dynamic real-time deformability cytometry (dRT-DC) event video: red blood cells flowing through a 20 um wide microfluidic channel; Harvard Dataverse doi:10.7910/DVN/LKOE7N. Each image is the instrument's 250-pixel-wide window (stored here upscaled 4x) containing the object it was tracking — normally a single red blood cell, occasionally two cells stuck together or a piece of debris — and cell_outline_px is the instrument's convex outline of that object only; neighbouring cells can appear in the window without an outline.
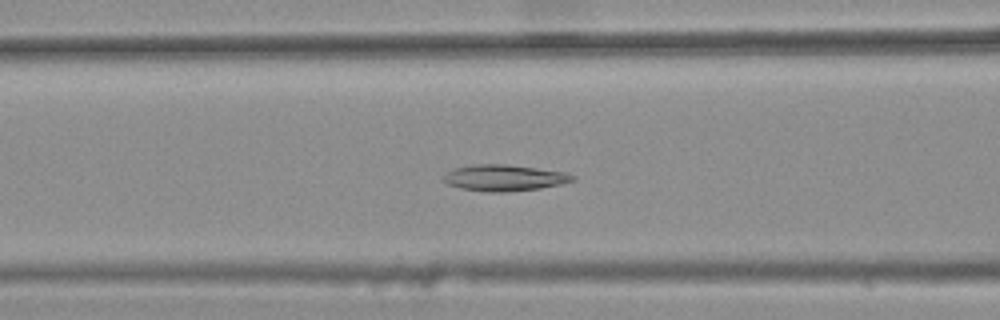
{"species": "common noctule bat (a hibernating species)", "species_latin": "Nyctalus noctula", "temperature_condition": "warm", "stored_images_in_passage": 31, "camera_frame_rate_fps": 3000, "um_per_image_px": 0.085, "animal": {"sex": "female", "body_mass_g": 25.1}, "frame": {"image": 1, "passage_image": 8, "time_ms": 2.333, "image_size_px": [1000, 320], "cell_outline_px": [[576, 180], [560, 184], [540, 188], [504, 192], [488, 192], [460, 188], [448, 184], [444, 180], [444, 176], [452, 168], [472, 164], [504, 164], [536, 168], [564, 172], [576, 176]], "centroid_in_image_um": [42.86, 15.11], "position_along_channel_um": 123.7, "area_um2": 19.65}}
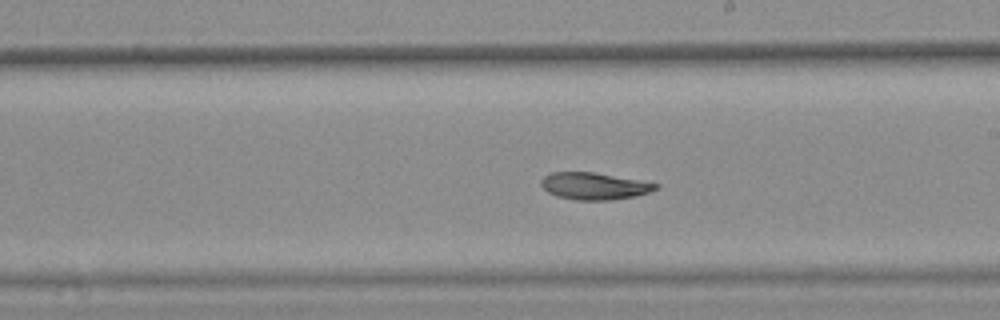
{"frame": {"image": 2, "passage_image": 17, "time_ms": 5.333, "image_size_px": [1000, 320], "cell_outline_px": [[660, 188], [636, 196], [608, 200], [576, 200], [556, 196], [548, 192], [540, 184], [540, 180], [544, 176], [552, 172], [592, 172], [640, 180], [660, 184]], "centroid_in_image_um": [50.51, 15.81], "position_along_channel_um": 238.5, "area_um2": 18.03}}
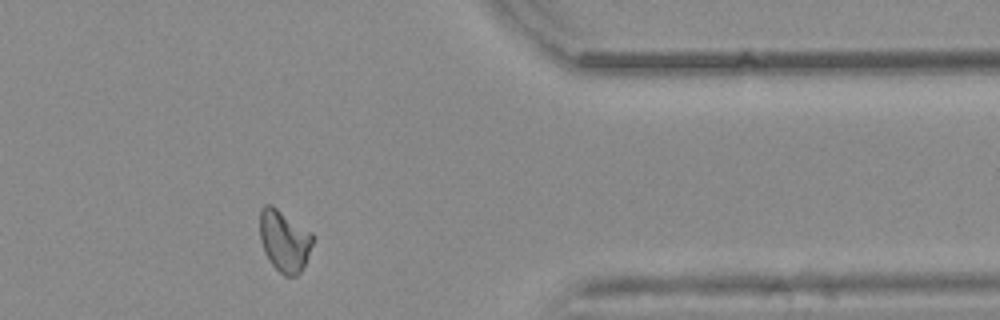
{"frame": {"image": 3, "passage_image": 30, "time_ms": 9.667, "image_size_px": [1000, 320], "cell_outline_px": [[312, 244], [304, 264], [300, 272], [296, 276], [284, 276], [268, 260], [264, 252], [260, 240], [260, 208], [264, 204], [272, 204], [312, 232]], "centroid_in_image_um": [24.14, 20.44], "position_along_channel_um": 387.3, "area_um2": 19.02}, "authors_computed_cell_mechanics": {"area_um2": 18.6116, "velocity_mm_per_s": 3.8326, "shape_relaxation_time_tau1_ms": null, "shape_relaxation_time_tau2_ms": 5.2238, "deformation_change_tau1": null, "deformation_change_tau2": 0.0917}}